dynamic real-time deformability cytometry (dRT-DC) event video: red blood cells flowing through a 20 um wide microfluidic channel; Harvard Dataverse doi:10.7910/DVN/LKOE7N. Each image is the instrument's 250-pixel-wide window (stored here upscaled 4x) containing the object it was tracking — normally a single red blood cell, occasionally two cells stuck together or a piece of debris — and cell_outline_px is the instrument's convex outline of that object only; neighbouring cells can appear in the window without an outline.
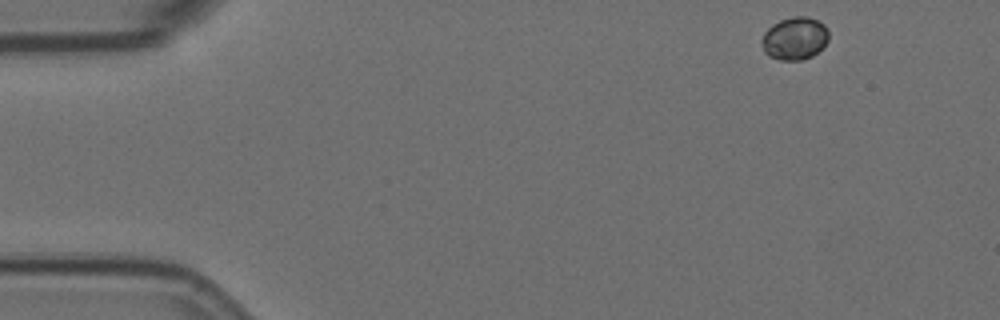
{"species": "Egyptian fruit bat (a non-hibernating species)", "species_latin": "Rousettus aegyptiacus", "temperature_condition": "room temperature", "stored_images_in_passage": 9, "camera_frame_rate_fps": 3000, "um_per_image_px": 0.085, "animal": {"sex": "female"}, "frame": {"image": 1, "passage_image": 1, "time_ms": 0.0, "image_size_px": [1000, 320], "cell_outline_px": [[828, 40], [812, 56], [800, 60], [780, 60], [768, 56], [764, 52], [760, 40], [764, 32], [772, 24], [780, 20], [792, 16], [808, 16], [824, 24], [828, 28]], "centroid_in_image_um": [67.52, 3.25], "position_along_channel_um": 17.5, "area_um2": 16.76}}
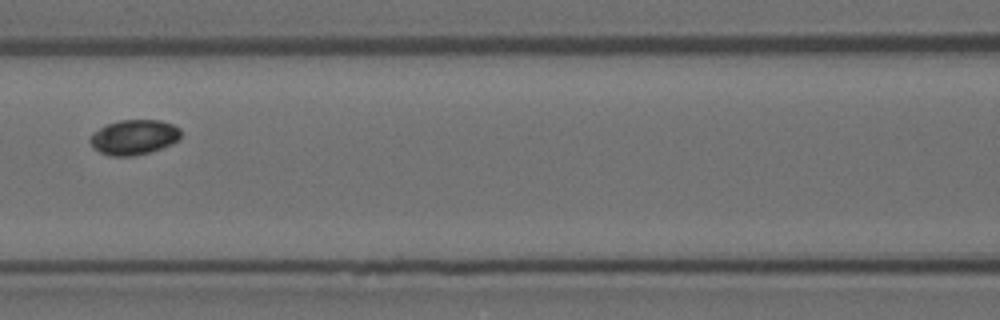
{"frame": {"image": 2, "passage_image": 6, "time_ms": 1.667, "image_size_px": [1000, 320], "cell_outline_px": [[180, 136], [176, 140], [160, 148], [148, 152], [132, 156], [112, 156], [100, 152], [88, 140], [92, 132], [108, 124], [120, 120], [160, 120], [172, 124], [180, 128]], "centroid_in_image_um": [11.36, 11.65], "position_along_channel_um": 155.2, "area_um2": 18.15}}
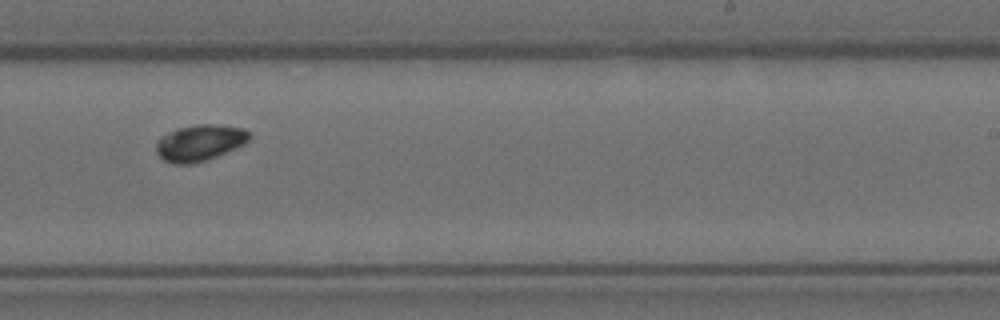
{"frame": {"image": 3, "passage_image": 9, "time_ms": 2.667, "image_size_px": [1000, 320], "cell_outline_px": [[252, 136], [244, 144], [236, 148], [216, 156], [192, 164], [176, 164], [164, 160], [156, 152], [156, 144], [160, 136], [168, 132], [180, 128], [196, 124], [216, 124], [244, 128], [252, 132]], "centroid_in_image_um": [17.0, 12.12], "position_along_channel_um": 272.0, "area_um2": 19.71}}